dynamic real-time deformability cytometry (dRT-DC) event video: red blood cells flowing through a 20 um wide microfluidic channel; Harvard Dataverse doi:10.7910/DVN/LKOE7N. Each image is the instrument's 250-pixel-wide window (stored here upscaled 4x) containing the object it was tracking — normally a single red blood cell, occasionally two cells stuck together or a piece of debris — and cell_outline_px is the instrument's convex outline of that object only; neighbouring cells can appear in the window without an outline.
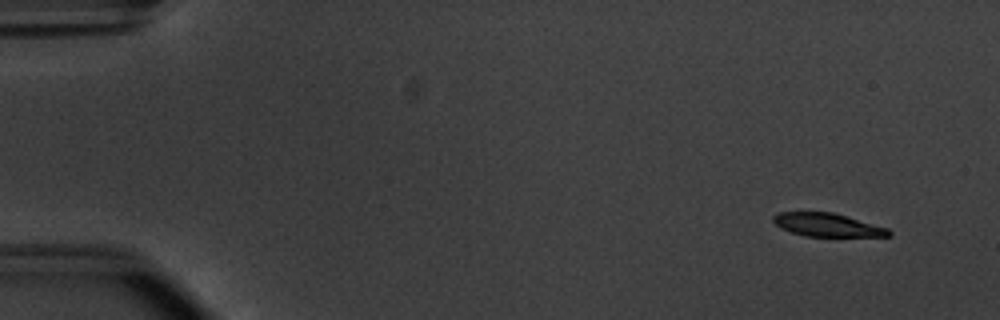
{"species": "common noctule bat (a hibernating species)", "species_latin": "Nyctalus noctula", "temperature_condition": "warm", "stored_images_in_passage": 55, "camera_frame_rate_fps": 3000, "um_per_image_px": 0.085, "animal": {"sex": "male", "body_mass_g": 20.1, "forearm_length_mm": 53.5}, "frame": {"image": 1, "passage_image": 5, "time_ms": 1.333, "image_size_px": [1000, 320], "cell_outline_px": [[892, 236], [804, 236], [780, 228], [772, 220], [772, 216], [780, 212], [832, 212], [888, 228], [892, 232]], "centroid_in_image_um": [70.31, 19.12], "position_along_channel_um": 14.7, "area_um2": 15.55}}
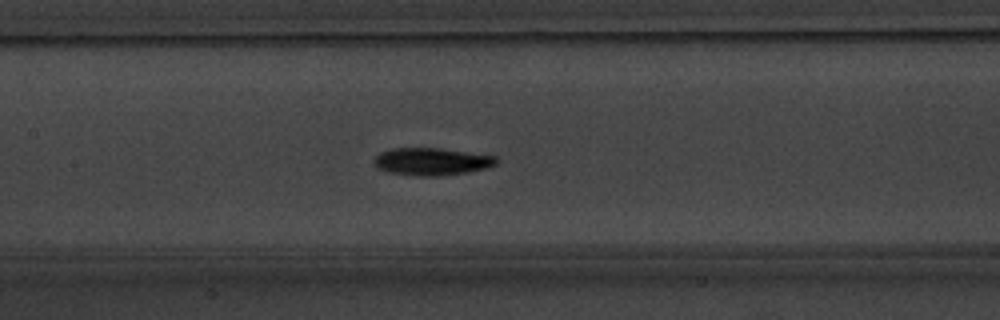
{"frame": {"image": 2, "passage_image": 27, "time_ms": 8.667, "image_size_px": [1000, 320], "cell_outline_px": [[500, 160], [496, 164], [488, 168], [468, 172], [436, 176], [416, 176], [388, 172], [376, 168], [372, 164], [372, 160], [380, 152], [392, 148], [440, 148], [496, 156]], "centroid_in_image_um": [36.67, 13.73], "position_along_channel_um": 170.7, "area_um2": 19.83}}
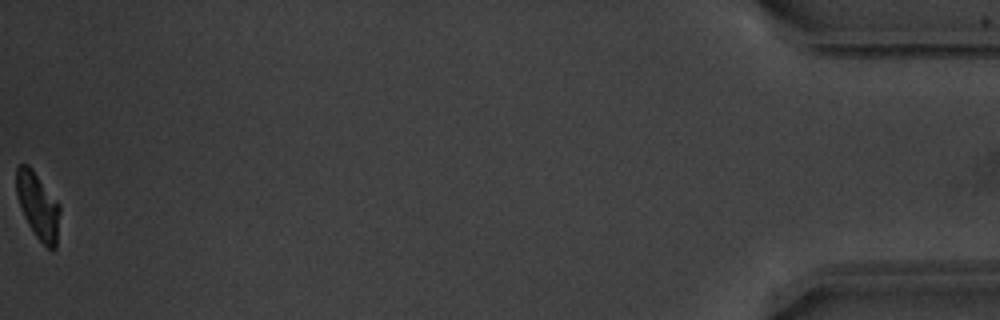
{"frame": {"image": 3, "passage_image": 55, "time_ms": 18.0, "image_size_px": [1000, 320], "cell_outline_px": [[60, 212], [56, 248], [52, 252], [36, 236], [28, 224], [24, 216], [16, 192], [16, 168], [20, 164], [28, 164], [32, 168], [60, 204]], "centroid_in_image_um": [3.24, 17.49], "position_along_channel_um": 432.0, "area_um2": 16.82}, "authors_computed_cell_mechanics": {"area_um2": 18.5538, "velocity_mm_per_s": 3.8001, "shape_relaxation_time_tau1_ms": 2.8201, "shape_relaxation_time_tau2_ms": null, "deformation_change_tau1": 0.1403, "deformation_change_tau2": null}}